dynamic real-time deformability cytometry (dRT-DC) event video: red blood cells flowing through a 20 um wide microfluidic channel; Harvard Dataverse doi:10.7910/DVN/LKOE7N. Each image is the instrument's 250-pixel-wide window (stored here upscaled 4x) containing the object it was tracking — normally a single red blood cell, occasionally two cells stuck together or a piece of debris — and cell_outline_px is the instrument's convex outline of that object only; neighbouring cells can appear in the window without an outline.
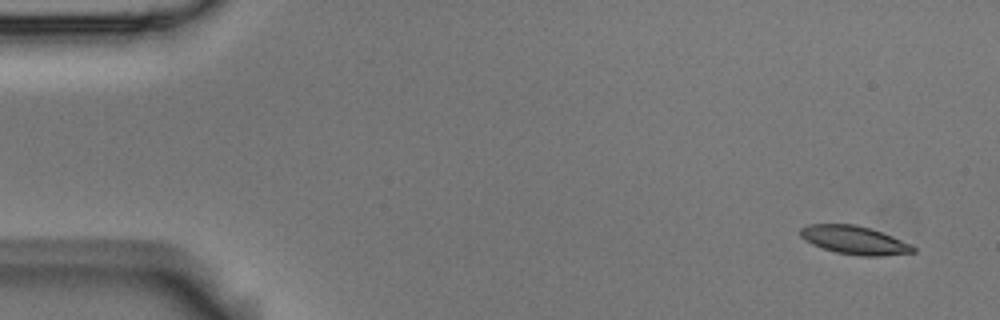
{"species": "Egyptian fruit bat (a non-hibernating species)", "species_latin": "Rousettus aegyptiacus", "temperature_condition": "room temperature", "stored_images_in_passage": 6, "camera_frame_rate_fps": 3000, "um_per_image_px": 0.085, "animal": {"sex": "male"}, "frame": {"image": 1, "passage_image": 1, "time_ms": 0.0, "image_size_px": [1000, 320], "cell_outline_px": [[916, 252], [880, 256], [860, 256], [836, 252], [812, 244], [804, 240], [800, 236], [800, 228], [808, 224], [856, 224], [892, 236], [912, 244], [916, 248]], "centroid_in_image_um": [72.63, 20.41], "position_along_channel_um": 12.4, "area_um2": 18.61}}
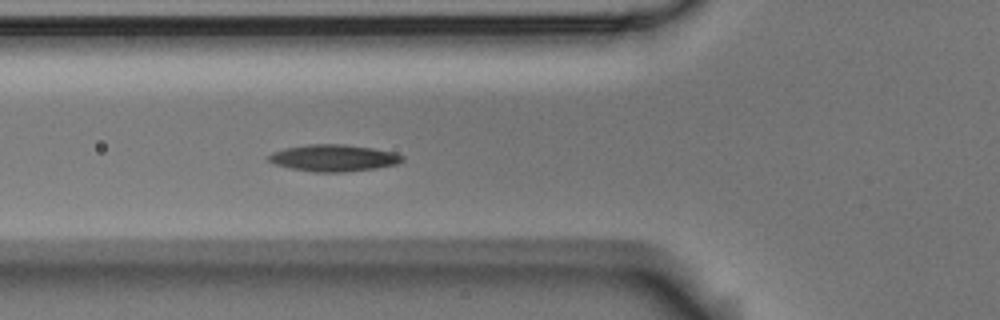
{"frame": {"image": 2, "passage_image": 6, "time_ms": 1.667, "image_size_px": [1000, 320], "cell_outline_px": [[404, 160], [396, 164], [376, 168], [344, 172], [316, 172], [288, 168], [276, 164], [268, 160], [268, 156], [272, 152], [284, 148], [308, 144], [344, 144], [372, 148], [396, 152], [404, 156]], "centroid_in_image_um": [28.36, 13.42], "position_along_channel_um": 97.4, "area_um2": 20.92}}